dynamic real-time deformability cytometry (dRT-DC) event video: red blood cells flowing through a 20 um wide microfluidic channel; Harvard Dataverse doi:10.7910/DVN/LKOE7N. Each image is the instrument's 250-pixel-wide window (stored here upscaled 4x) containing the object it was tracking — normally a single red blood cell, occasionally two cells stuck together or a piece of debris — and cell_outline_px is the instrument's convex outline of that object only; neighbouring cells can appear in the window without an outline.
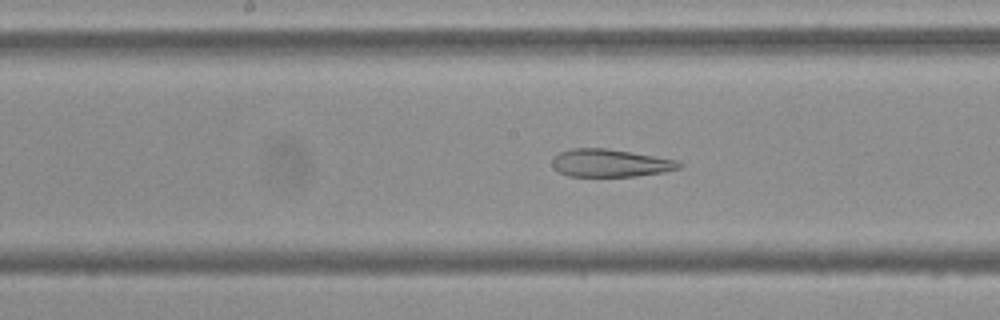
{"species": "Egyptian fruit bat (a non-hibernating species)", "species_latin": "Rousettus aegyptiacus", "temperature_condition": "cold", "stored_images_in_passage": 54, "camera_frame_rate_fps": 3000, "um_per_image_px": 0.085, "frame": {"image": 1, "passage_image": 27, "time_ms": 8.667, "image_size_px": [1000, 320], "cell_outline_px": [[684, 164], [680, 168], [664, 172], [636, 176], [568, 176], [552, 168], [552, 160], [560, 152], [572, 148], [604, 148], [656, 156], [676, 160]], "centroid_in_image_um": [51.88, 13.86], "position_along_channel_um": 196.3, "area_um2": 20.46}}
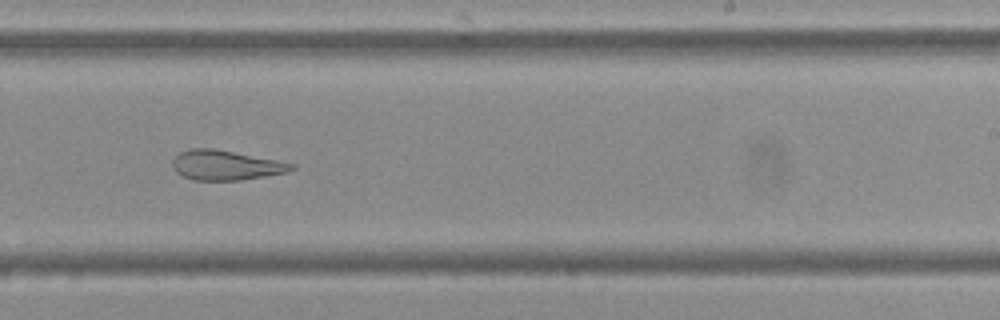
{"frame": {"image": 2, "passage_image": 33, "time_ms": 10.667, "image_size_px": [1000, 320], "cell_outline_px": [[296, 168], [288, 172], [240, 180], [192, 180], [176, 172], [172, 168], [172, 160], [180, 152], [188, 148], [212, 148], [276, 160], [296, 164]], "centroid_in_image_um": [19.17, 14.04], "position_along_channel_um": 269.8, "area_um2": 20.58}}
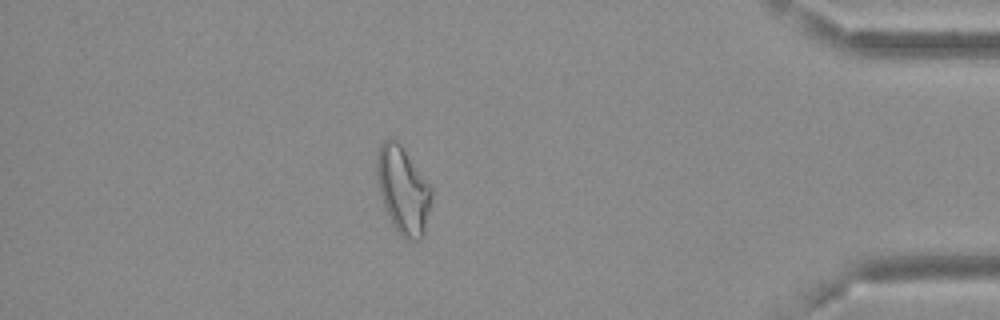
{"frame": {"image": 3, "passage_image": 47, "time_ms": 15.333, "image_size_px": [1000, 320], "cell_outline_px": [[432, 196], [424, 232], [420, 240], [408, 240], [392, 224], [388, 216], [376, 180], [376, 156], [380, 144], [384, 140], [392, 136], [400, 144], [432, 188]], "centroid_in_image_um": [34.23, 16.12], "position_along_channel_um": 401.0, "area_um2": 27.46}, "authors_computed_cell_mechanics": {"area_um2": 27.4839, "velocity_mm_per_s": 3.6813, "shape_relaxation_time_tau1_ms": null, "shape_relaxation_time_tau2_ms": 3.2021, "deformation_change_tau1": null, "deformation_change_tau2": 0.1342}}